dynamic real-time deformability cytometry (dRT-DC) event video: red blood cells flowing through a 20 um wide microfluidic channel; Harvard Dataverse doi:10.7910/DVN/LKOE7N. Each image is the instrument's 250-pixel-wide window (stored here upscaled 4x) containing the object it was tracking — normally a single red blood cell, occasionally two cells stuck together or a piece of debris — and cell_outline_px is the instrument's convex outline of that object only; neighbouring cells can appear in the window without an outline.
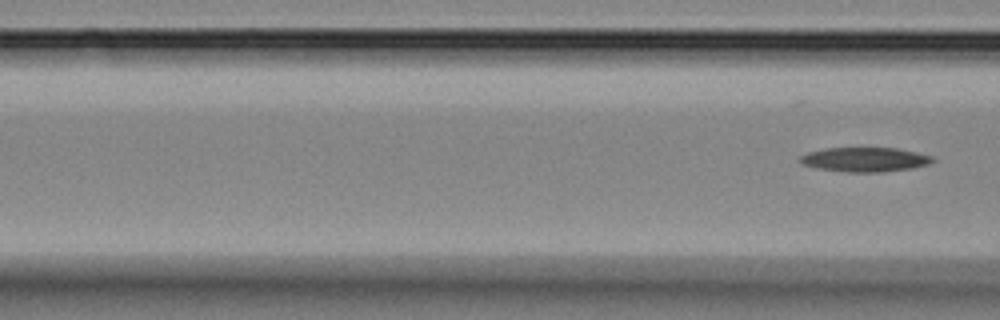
{"species": "Egyptian fruit bat (a non-hibernating species)", "species_latin": "Rousettus aegyptiacus", "temperature_condition": "room temperature", "stored_images_in_passage": 7, "segment_of_instrument_passage": [2, 2], "camera_frame_rate_fps": 3000, "um_per_image_px": 0.085, "animal": {"sex": "female"}, "frame": {"image": 1, "passage_image": 7, "time_ms": 8.0, "image_size_px": [1000, 320], "cell_outline_px": [[936, 160], [928, 164], [912, 168], [880, 172], [848, 172], [820, 168], [804, 164], [800, 160], [800, 156], [808, 152], [828, 148], [896, 148], [932, 156]], "centroid_in_image_um": [73.55, 13.56], "position_along_channel_um": 93.1, "area_um2": 18.5}}